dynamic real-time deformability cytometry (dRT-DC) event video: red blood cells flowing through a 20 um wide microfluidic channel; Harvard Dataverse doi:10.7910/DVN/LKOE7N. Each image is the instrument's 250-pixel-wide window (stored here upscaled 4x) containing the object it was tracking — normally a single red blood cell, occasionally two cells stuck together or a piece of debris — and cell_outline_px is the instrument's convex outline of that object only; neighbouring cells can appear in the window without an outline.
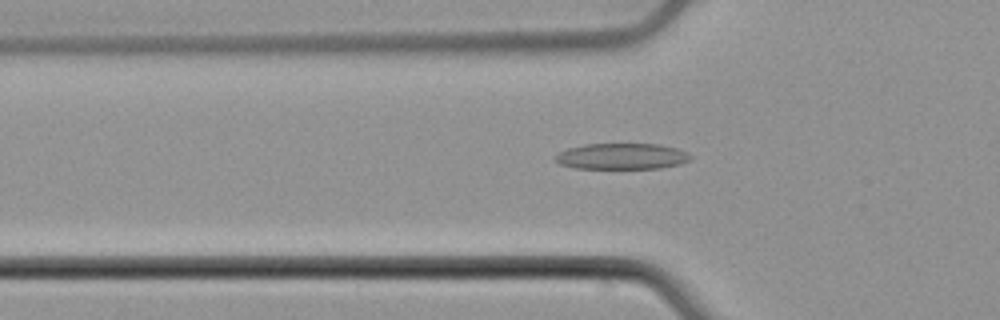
{"species": "common noctule bat (a hibernating species)", "species_latin": "Nyctalus noctula", "temperature_condition": "cold", "stored_images_in_passage": 42, "camera_frame_rate_fps": 3000, "um_per_image_px": 0.085, "animal": {"sex": "male", "body_mass_g": 21.5, "forearm_length_mm": 52.0}, "frame": {"image": 1, "passage_image": 7, "time_ms": 2.0, "image_size_px": [1000, 320], "cell_outline_px": [[692, 156], [688, 160], [680, 164], [660, 168], [576, 168], [560, 164], [556, 160], [556, 156], [560, 152], [568, 148], [584, 144], [660, 144], [676, 148]], "centroid_in_image_um": [52.85, 13.28], "position_along_channel_um": 72.9, "area_um2": 20.23}}
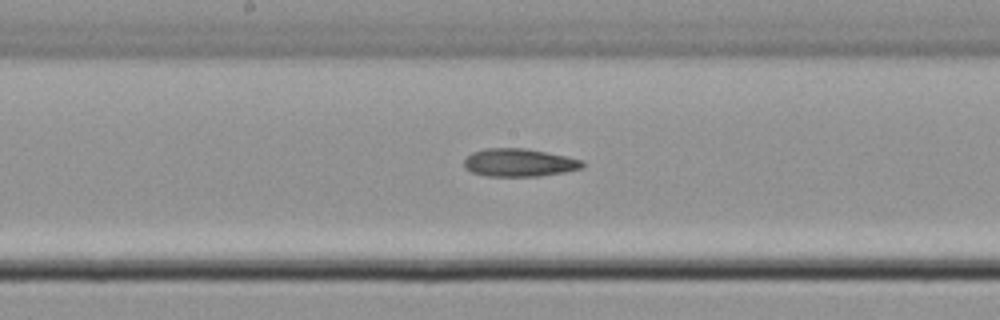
{"frame": {"image": 2, "passage_image": 17, "time_ms": 5.333, "image_size_px": [1000, 320], "cell_outline_px": [[584, 168], [564, 172], [540, 176], [488, 176], [472, 172], [464, 168], [464, 160], [472, 152], [488, 148], [524, 148], [584, 160]], "centroid_in_image_um": [44.13, 13.83], "position_along_channel_um": 204.1, "area_um2": 19.19}}
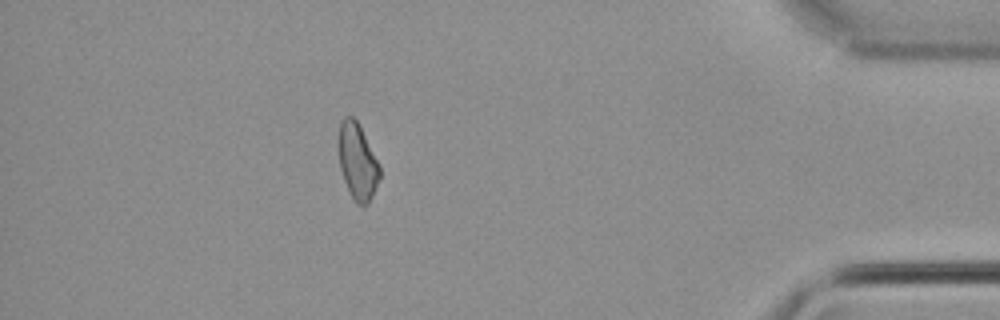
{"frame": {"image": 3, "passage_image": 36, "time_ms": 11.667, "image_size_px": [1000, 320], "cell_outline_px": [[380, 176], [368, 204], [356, 204], [344, 180], [340, 168], [340, 120], [344, 116], [352, 116], [360, 124], [380, 164]], "centroid_in_image_um": [30.41, 13.69], "position_along_channel_um": 404.8, "area_um2": 17.98}, "authors_computed_cell_mechanics": {"area_um2": 18.9006, "velocity_mm_per_s": 3.9356, "shape_relaxation_time_tau1_ms": 8.4177, "shape_relaxation_time_tau2_ms": null, "deformation_change_tau1": 0.1389, "deformation_change_tau2": null}}